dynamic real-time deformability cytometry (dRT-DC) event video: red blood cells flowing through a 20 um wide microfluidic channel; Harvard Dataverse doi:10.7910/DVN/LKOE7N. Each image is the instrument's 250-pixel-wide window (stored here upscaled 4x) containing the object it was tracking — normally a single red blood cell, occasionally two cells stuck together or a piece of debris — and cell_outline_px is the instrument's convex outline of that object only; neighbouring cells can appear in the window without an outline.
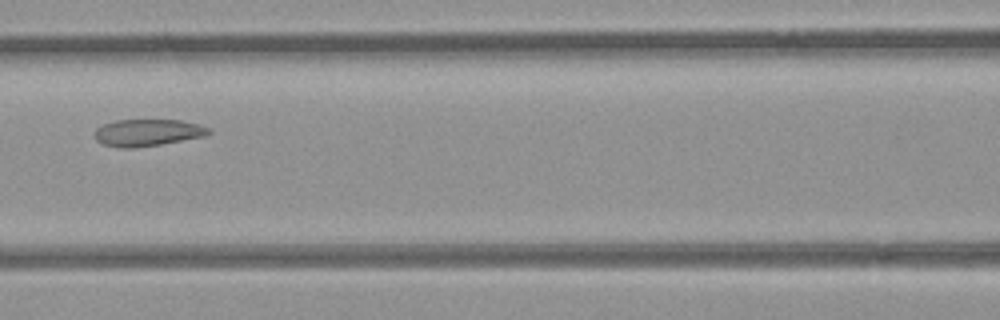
{"species": "common noctule bat (a hibernating species)", "species_latin": "Nyctalus noctula", "temperature_condition": "room temperature", "stored_images_in_passage": 5, "camera_frame_rate_fps": 3000, "um_per_image_px": 0.085, "animal": {"sex": "female", "body_mass_g": 21.9}, "frame": {"image": 1, "passage_image": 5, "time_ms": 4.333, "image_size_px": [1000, 320], "cell_outline_px": [[212, 132], [208, 136], [160, 144], [132, 148], [120, 148], [104, 144], [96, 140], [96, 128], [104, 124], [116, 120], [180, 120], [200, 124], [208, 128]], "centroid_in_image_um": [12.59, 11.27], "position_along_channel_um": 154.0, "area_um2": 17.86}}